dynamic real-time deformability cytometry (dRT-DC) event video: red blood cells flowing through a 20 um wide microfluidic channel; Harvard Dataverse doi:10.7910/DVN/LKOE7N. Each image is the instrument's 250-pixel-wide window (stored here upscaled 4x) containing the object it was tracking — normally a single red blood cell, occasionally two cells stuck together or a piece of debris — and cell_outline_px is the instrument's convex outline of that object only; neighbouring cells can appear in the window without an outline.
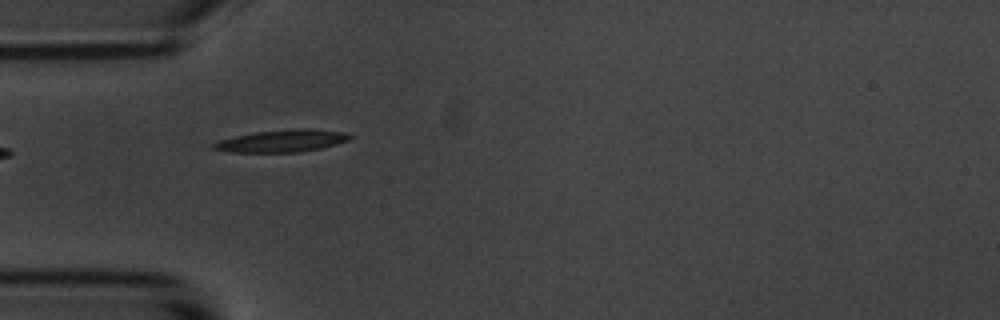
{"species": "common noctule bat (a hibernating species)", "species_latin": "Nyctalus noctula", "temperature_condition": "room temperature", "stored_images_in_passage": 8, "camera_frame_rate_fps": 3000, "um_per_image_px": 0.085, "animal": {"sex": "male", "body_mass_g": 20.1, "forearm_length_mm": 53.5}, "frame": {"image": 1, "passage_image": 3, "time_ms": 2.333, "image_size_px": [1000, 320], "cell_outline_px": [[352, 136], [348, 140], [336, 144], [320, 148], [300, 152], [228, 152], [212, 148], [212, 144], [220, 140], [236, 136], [256, 132], [300, 128], [312, 128], [344, 132]], "centroid_in_image_um": [23.98, 11.97], "position_along_channel_um": 61.0, "area_um2": 17.51}}
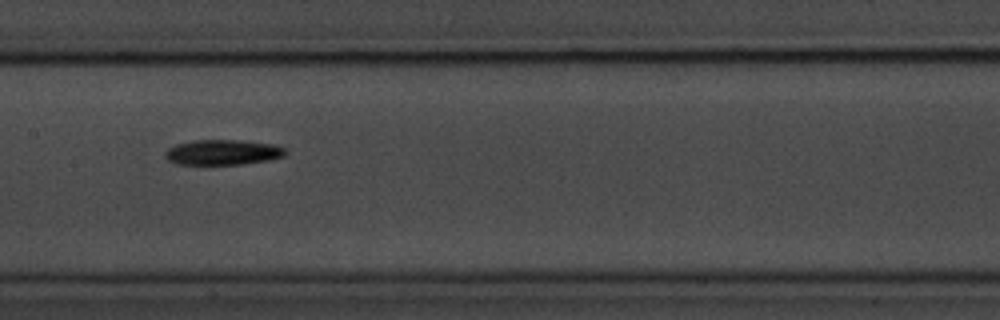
{"frame": {"image": 2, "passage_image": 6, "time_ms": 6.0, "image_size_px": [1000, 320], "cell_outline_px": [[288, 152], [284, 156], [268, 160], [244, 164], [176, 164], [168, 160], [164, 156], [164, 152], [168, 148], [176, 144], [192, 140], [240, 140], [272, 144], [284, 148]], "centroid_in_image_um": [18.91, 12.94], "position_along_channel_um": 188.5, "area_um2": 17.74}}
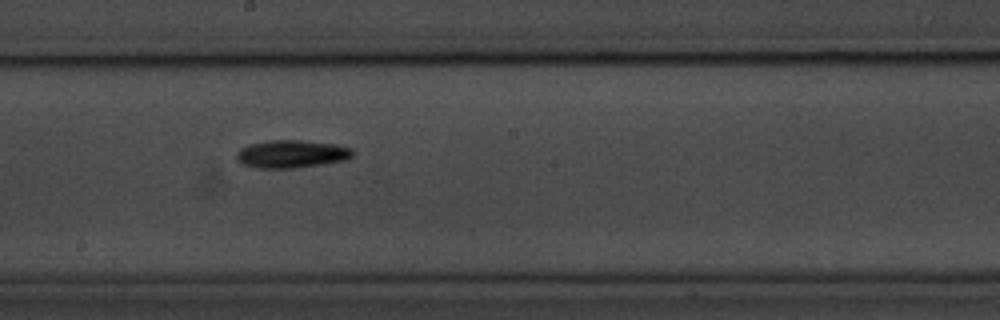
{"frame": {"image": 3, "passage_image": 7, "time_ms": 7.0, "image_size_px": [1000, 320], "cell_outline_px": [[352, 156], [344, 160], [324, 164], [292, 168], [260, 168], [244, 164], [236, 156], [236, 152], [240, 148], [248, 144], [268, 140], [300, 140], [336, 144], [352, 148]], "centroid_in_image_um": [24.78, 13.07], "position_along_channel_um": 223.4, "area_um2": 18.73}}